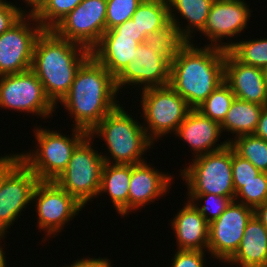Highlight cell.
<instances>
[{
	"label": "cell",
	"instance_id": "obj_44",
	"mask_svg": "<svg viewBox=\"0 0 267 267\" xmlns=\"http://www.w3.org/2000/svg\"><path fill=\"white\" fill-rule=\"evenodd\" d=\"M4 239H6V237L0 234V267H7V265H8L7 262H6L7 261V258H6L7 256H5L6 253L4 252L5 251V246L3 248V246L1 245L2 243L6 242V241H4Z\"/></svg>",
	"mask_w": 267,
	"mask_h": 267
},
{
	"label": "cell",
	"instance_id": "obj_13",
	"mask_svg": "<svg viewBox=\"0 0 267 267\" xmlns=\"http://www.w3.org/2000/svg\"><path fill=\"white\" fill-rule=\"evenodd\" d=\"M106 8L107 0H83L52 30L91 51L106 31Z\"/></svg>",
	"mask_w": 267,
	"mask_h": 267
},
{
	"label": "cell",
	"instance_id": "obj_43",
	"mask_svg": "<svg viewBox=\"0 0 267 267\" xmlns=\"http://www.w3.org/2000/svg\"><path fill=\"white\" fill-rule=\"evenodd\" d=\"M43 1L44 0H22V2L26 4L25 9L23 10L25 12L33 13ZM26 8L29 10H26Z\"/></svg>",
	"mask_w": 267,
	"mask_h": 267
},
{
	"label": "cell",
	"instance_id": "obj_39",
	"mask_svg": "<svg viewBox=\"0 0 267 267\" xmlns=\"http://www.w3.org/2000/svg\"><path fill=\"white\" fill-rule=\"evenodd\" d=\"M103 35H121L128 37H146L144 33H140L139 28L135 22L130 19L122 24L115 26L110 30H106Z\"/></svg>",
	"mask_w": 267,
	"mask_h": 267
},
{
	"label": "cell",
	"instance_id": "obj_37",
	"mask_svg": "<svg viewBox=\"0 0 267 267\" xmlns=\"http://www.w3.org/2000/svg\"><path fill=\"white\" fill-rule=\"evenodd\" d=\"M16 4V5H15ZM18 4L0 0V35L14 25L26 12Z\"/></svg>",
	"mask_w": 267,
	"mask_h": 267
},
{
	"label": "cell",
	"instance_id": "obj_19",
	"mask_svg": "<svg viewBox=\"0 0 267 267\" xmlns=\"http://www.w3.org/2000/svg\"><path fill=\"white\" fill-rule=\"evenodd\" d=\"M224 81L237 99L267 106V84L263 70L242 64L228 50L225 54Z\"/></svg>",
	"mask_w": 267,
	"mask_h": 267
},
{
	"label": "cell",
	"instance_id": "obj_32",
	"mask_svg": "<svg viewBox=\"0 0 267 267\" xmlns=\"http://www.w3.org/2000/svg\"><path fill=\"white\" fill-rule=\"evenodd\" d=\"M235 201L253 210L267 201V173L261 172L255 179L244 183L235 193Z\"/></svg>",
	"mask_w": 267,
	"mask_h": 267
},
{
	"label": "cell",
	"instance_id": "obj_5",
	"mask_svg": "<svg viewBox=\"0 0 267 267\" xmlns=\"http://www.w3.org/2000/svg\"><path fill=\"white\" fill-rule=\"evenodd\" d=\"M33 125L36 144L21 152L22 162L39 181H55L66 169L76 146L89 134L73 127L69 136L61 131Z\"/></svg>",
	"mask_w": 267,
	"mask_h": 267
},
{
	"label": "cell",
	"instance_id": "obj_2",
	"mask_svg": "<svg viewBox=\"0 0 267 267\" xmlns=\"http://www.w3.org/2000/svg\"><path fill=\"white\" fill-rule=\"evenodd\" d=\"M194 42H187L170 63L169 83L192 109L224 82L226 54L225 49Z\"/></svg>",
	"mask_w": 267,
	"mask_h": 267
},
{
	"label": "cell",
	"instance_id": "obj_33",
	"mask_svg": "<svg viewBox=\"0 0 267 267\" xmlns=\"http://www.w3.org/2000/svg\"><path fill=\"white\" fill-rule=\"evenodd\" d=\"M186 196V199L192 202L209 224L216 220L232 201L229 197L213 194Z\"/></svg>",
	"mask_w": 267,
	"mask_h": 267
},
{
	"label": "cell",
	"instance_id": "obj_14",
	"mask_svg": "<svg viewBox=\"0 0 267 267\" xmlns=\"http://www.w3.org/2000/svg\"><path fill=\"white\" fill-rule=\"evenodd\" d=\"M254 210L246 205L231 201L226 210L209 224L208 252L218 263H226L237 251L247 223Z\"/></svg>",
	"mask_w": 267,
	"mask_h": 267
},
{
	"label": "cell",
	"instance_id": "obj_36",
	"mask_svg": "<svg viewBox=\"0 0 267 267\" xmlns=\"http://www.w3.org/2000/svg\"><path fill=\"white\" fill-rule=\"evenodd\" d=\"M175 253V254H174ZM173 253L169 267H208L206 266V254L208 251L199 250H178Z\"/></svg>",
	"mask_w": 267,
	"mask_h": 267
},
{
	"label": "cell",
	"instance_id": "obj_3",
	"mask_svg": "<svg viewBox=\"0 0 267 267\" xmlns=\"http://www.w3.org/2000/svg\"><path fill=\"white\" fill-rule=\"evenodd\" d=\"M90 56L89 49L59 37L53 30H43L38 36L31 71L57 108L69 93L77 71Z\"/></svg>",
	"mask_w": 267,
	"mask_h": 267
},
{
	"label": "cell",
	"instance_id": "obj_10",
	"mask_svg": "<svg viewBox=\"0 0 267 267\" xmlns=\"http://www.w3.org/2000/svg\"><path fill=\"white\" fill-rule=\"evenodd\" d=\"M0 109L32 114L46 120L54 116L57 107L46 96L37 76L28 70L0 76Z\"/></svg>",
	"mask_w": 267,
	"mask_h": 267
},
{
	"label": "cell",
	"instance_id": "obj_23",
	"mask_svg": "<svg viewBox=\"0 0 267 267\" xmlns=\"http://www.w3.org/2000/svg\"><path fill=\"white\" fill-rule=\"evenodd\" d=\"M167 2L170 21L177 26L180 35L187 42H193L196 31L200 33L204 29L214 0H167ZM179 17L187 23H181Z\"/></svg>",
	"mask_w": 267,
	"mask_h": 267
},
{
	"label": "cell",
	"instance_id": "obj_4",
	"mask_svg": "<svg viewBox=\"0 0 267 267\" xmlns=\"http://www.w3.org/2000/svg\"><path fill=\"white\" fill-rule=\"evenodd\" d=\"M122 105L108 113L89 135L105 142L108 153H101L104 163L134 165L146 161L145 154L155 144L148 138L141 121L133 118V113Z\"/></svg>",
	"mask_w": 267,
	"mask_h": 267
},
{
	"label": "cell",
	"instance_id": "obj_6",
	"mask_svg": "<svg viewBox=\"0 0 267 267\" xmlns=\"http://www.w3.org/2000/svg\"><path fill=\"white\" fill-rule=\"evenodd\" d=\"M186 164L179 175L187 187L185 195L213 194L235 199L232 174V147L210 152Z\"/></svg>",
	"mask_w": 267,
	"mask_h": 267
},
{
	"label": "cell",
	"instance_id": "obj_17",
	"mask_svg": "<svg viewBox=\"0 0 267 267\" xmlns=\"http://www.w3.org/2000/svg\"><path fill=\"white\" fill-rule=\"evenodd\" d=\"M144 161L131 165V178L129 184V215L133 211L160 200L170 192L174 182V174L162 172ZM173 176V177H172Z\"/></svg>",
	"mask_w": 267,
	"mask_h": 267
},
{
	"label": "cell",
	"instance_id": "obj_22",
	"mask_svg": "<svg viewBox=\"0 0 267 267\" xmlns=\"http://www.w3.org/2000/svg\"><path fill=\"white\" fill-rule=\"evenodd\" d=\"M224 264L232 267H267V228L255 215L246 225L239 248Z\"/></svg>",
	"mask_w": 267,
	"mask_h": 267
},
{
	"label": "cell",
	"instance_id": "obj_21",
	"mask_svg": "<svg viewBox=\"0 0 267 267\" xmlns=\"http://www.w3.org/2000/svg\"><path fill=\"white\" fill-rule=\"evenodd\" d=\"M145 37L102 35L91 55L115 78L124 67L136 58V51Z\"/></svg>",
	"mask_w": 267,
	"mask_h": 267
},
{
	"label": "cell",
	"instance_id": "obj_25",
	"mask_svg": "<svg viewBox=\"0 0 267 267\" xmlns=\"http://www.w3.org/2000/svg\"><path fill=\"white\" fill-rule=\"evenodd\" d=\"M264 107L235 98L221 123L222 133L224 132V135L225 132L232 134L230 135L232 137H227L226 140L230 142L238 136L254 134Z\"/></svg>",
	"mask_w": 267,
	"mask_h": 267
},
{
	"label": "cell",
	"instance_id": "obj_24",
	"mask_svg": "<svg viewBox=\"0 0 267 267\" xmlns=\"http://www.w3.org/2000/svg\"><path fill=\"white\" fill-rule=\"evenodd\" d=\"M131 164L104 163L98 196L106 194L121 217L129 216Z\"/></svg>",
	"mask_w": 267,
	"mask_h": 267
},
{
	"label": "cell",
	"instance_id": "obj_1",
	"mask_svg": "<svg viewBox=\"0 0 267 267\" xmlns=\"http://www.w3.org/2000/svg\"><path fill=\"white\" fill-rule=\"evenodd\" d=\"M115 78L92 55L76 73L69 93L59 102L73 119L72 127L90 132L121 102Z\"/></svg>",
	"mask_w": 267,
	"mask_h": 267
},
{
	"label": "cell",
	"instance_id": "obj_12",
	"mask_svg": "<svg viewBox=\"0 0 267 267\" xmlns=\"http://www.w3.org/2000/svg\"><path fill=\"white\" fill-rule=\"evenodd\" d=\"M247 4L246 0H214L205 27L198 33L207 39L205 46L229 50L237 41L235 37H242L253 15L249 8L251 4ZM223 39L228 40L225 42Z\"/></svg>",
	"mask_w": 267,
	"mask_h": 267
},
{
	"label": "cell",
	"instance_id": "obj_40",
	"mask_svg": "<svg viewBox=\"0 0 267 267\" xmlns=\"http://www.w3.org/2000/svg\"><path fill=\"white\" fill-rule=\"evenodd\" d=\"M111 259L105 257H81L73 261L70 265L65 264L61 267H113Z\"/></svg>",
	"mask_w": 267,
	"mask_h": 267
},
{
	"label": "cell",
	"instance_id": "obj_41",
	"mask_svg": "<svg viewBox=\"0 0 267 267\" xmlns=\"http://www.w3.org/2000/svg\"><path fill=\"white\" fill-rule=\"evenodd\" d=\"M254 135L267 141V106L262 110Z\"/></svg>",
	"mask_w": 267,
	"mask_h": 267
},
{
	"label": "cell",
	"instance_id": "obj_18",
	"mask_svg": "<svg viewBox=\"0 0 267 267\" xmlns=\"http://www.w3.org/2000/svg\"><path fill=\"white\" fill-rule=\"evenodd\" d=\"M222 134L220 123L211 120L197 109H191L173 136L178 137L183 143L186 142L190 147L192 159H195L227 146V140H219Z\"/></svg>",
	"mask_w": 267,
	"mask_h": 267
},
{
	"label": "cell",
	"instance_id": "obj_45",
	"mask_svg": "<svg viewBox=\"0 0 267 267\" xmlns=\"http://www.w3.org/2000/svg\"><path fill=\"white\" fill-rule=\"evenodd\" d=\"M262 70H263V75H264L265 82L267 84V65Z\"/></svg>",
	"mask_w": 267,
	"mask_h": 267
},
{
	"label": "cell",
	"instance_id": "obj_15",
	"mask_svg": "<svg viewBox=\"0 0 267 267\" xmlns=\"http://www.w3.org/2000/svg\"><path fill=\"white\" fill-rule=\"evenodd\" d=\"M169 83L170 62L144 42L139 44L136 58L115 77V86L120 94H123L122 88L124 90L130 86L137 93L139 90L163 87Z\"/></svg>",
	"mask_w": 267,
	"mask_h": 267
},
{
	"label": "cell",
	"instance_id": "obj_35",
	"mask_svg": "<svg viewBox=\"0 0 267 267\" xmlns=\"http://www.w3.org/2000/svg\"><path fill=\"white\" fill-rule=\"evenodd\" d=\"M261 172L247 159L237 155L232 149V174L235 193L244 183L255 179Z\"/></svg>",
	"mask_w": 267,
	"mask_h": 267
},
{
	"label": "cell",
	"instance_id": "obj_20",
	"mask_svg": "<svg viewBox=\"0 0 267 267\" xmlns=\"http://www.w3.org/2000/svg\"><path fill=\"white\" fill-rule=\"evenodd\" d=\"M185 201L169 221L176 239V250L208 251L209 223L191 201Z\"/></svg>",
	"mask_w": 267,
	"mask_h": 267
},
{
	"label": "cell",
	"instance_id": "obj_26",
	"mask_svg": "<svg viewBox=\"0 0 267 267\" xmlns=\"http://www.w3.org/2000/svg\"><path fill=\"white\" fill-rule=\"evenodd\" d=\"M145 36L158 31L169 19L167 0H143L131 18Z\"/></svg>",
	"mask_w": 267,
	"mask_h": 267
},
{
	"label": "cell",
	"instance_id": "obj_38",
	"mask_svg": "<svg viewBox=\"0 0 267 267\" xmlns=\"http://www.w3.org/2000/svg\"><path fill=\"white\" fill-rule=\"evenodd\" d=\"M4 154L0 156V188L7 176L22 162L20 152Z\"/></svg>",
	"mask_w": 267,
	"mask_h": 267
},
{
	"label": "cell",
	"instance_id": "obj_7",
	"mask_svg": "<svg viewBox=\"0 0 267 267\" xmlns=\"http://www.w3.org/2000/svg\"><path fill=\"white\" fill-rule=\"evenodd\" d=\"M140 91L138 114L148 138L155 144L169 133L173 135L192 108L170 85Z\"/></svg>",
	"mask_w": 267,
	"mask_h": 267
},
{
	"label": "cell",
	"instance_id": "obj_34",
	"mask_svg": "<svg viewBox=\"0 0 267 267\" xmlns=\"http://www.w3.org/2000/svg\"><path fill=\"white\" fill-rule=\"evenodd\" d=\"M143 0H107L106 30L124 23L132 18Z\"/></svg>",
	"mask_w": 267,
	"mask_h": 267
},
{
	"label": "cell",
	"instance_id": "obj_31",
	"mask_svg": "<svg viewBox=\"0 0 267 267\" xmlns=\"http://www.w3.org/2000/svg\"><path fill=\"white\" fill-rule=\"evenodd\" d=\"M83 0H44L33 12L44 30H52Z\"/></svg>",
	"mask_w": 267,
	"mask_h": 267
},
{
	"label": "cell",
	"instance_id": "obj_9",
	"mask_svg": "<svg viewBox=\"0 0 267 267\" xmlns=\"http://www.w3.org/2000/svg\"><path fill=\"white\" fill-rule=\"evenodd\" d=\"M33 203L37 215L36 228L45 235L41 241L43 244L48 241L47 238L56 237L65 231L68 223L85 209L55 181H39L33 192Z\"/></svg>",
	"mask_w": 267,
	"mask_h": 267
},
{
	"label": "cell",
	"instance_id": "obj_11",
	"mask_svg": "<svg viewBox=\"0 0 267 267\" xmlns=\"http://www.w3.org/2000/svg\"><path fill=\"white\" fill-rule=\"evenodd\" d=\"M43 30L33 13L26 12L0 35V76L31 70L34 46Z\"/></svg>",
	"mask_w": 267,
	"mask_h": 267
},
{
	"label": "cell",
	"instance_id": "obj_28",
	"mask_svg": "<svg viewBox=\"0 0 267 267\" xmlns=\"http://www.w3.org/2000/svg\"><path fill=\"white\" fill-rule=\"evenodd\" d=\"M234 152L250 161L260 172L267 173V141L255 136L241 135L229 142Z\"/></svg>",
	"mask_w": 267,
	"mask_h": 267
},
{
	"label": "cell",
	"instance_id": "obj_27",
	"mask_svg": "<svg viewBox=\"0 0 267 267\" xmlns=\"http://www.w3.org/2000/svg\"><path fill=\"white\" fill-rule=\"evenodd\" d=\"M144 43L171 63L187 41L180 35L177 26L169 21L158 31L147 35Z\"/></svg>",
	"mask_w": 267,
	"mask_h": 267
},
{
	"label": "cell",
	"instance_id": "obj_29",
	"mask_svg": "<svg viewBox=\"0 0 267 267\" xmlns=\"http://www.w3.org/2000/svg\"><path fill=\"white\" fill-rule=\"evenodd\" d=\"M238 39L229 52L242 64L263 69L267 65V38Z\"/></svg>",
	"mask_w": 267,
	"mask_h": 267
},
{
	"label": "cell",
	"instance_id": "obj_42",
	"mask_svg": "<svg viewBox=\"0 0 267 267\" xmlns=\"http://www.w3.org/2000/svg\"><path fill=\"white\" fill-rule=\"evenodd\" d=\"M254 215L267 228V201L254 209Z\"/></svg>",
	"mask_w": 267,
	"mask_h": 267
},
{
	"label": "cell",
	"instance_id": "obj_30",
	"mask_svg": "<svg viewBox=\"0 0 267 267\" xmlns=\"http://www.w3.org/2000/svg\"><path fill=\"white\" fill-rule=\"evenodd\" d=\"M235 98L230 86L224 81L196 109L221 124Z\"/></svg>",
	"mask_w": 267,
	"mask_h": 267
},
{
	"label": "cell",
	"instance_id": "obj_8",
	"mask_svg": "<svg viewBox=\"0 0 267 267\" xmlns=\"http://www.w3.org/2000/svg\"><path fill=\"white\" fill-rule=\"evenodd\" d=\"M89 134L76 146L71 159L55 182L86 207L99 198L104 159Z\"/></svg>",
	"mask_w": 267,
	"mask_h": 267
},
{
	"label": "cell",
	"instance_id": "obj_16",
	"mask_svg": "<svg viewBox=\"0 0 267 267\" xmlns=\"http://www.w3.org/2000/svg\"><path fill=\"white\" fill-rule=\"evenodd\" d=\"M38 182V177L23 162L4 180L0 188L1 235L8 237V230L19 220L21 212L27 210V206L32 208V196Z\"/></svg>",
	"mask_w": 267,
	"mask_h": 267
}]
</instances>
